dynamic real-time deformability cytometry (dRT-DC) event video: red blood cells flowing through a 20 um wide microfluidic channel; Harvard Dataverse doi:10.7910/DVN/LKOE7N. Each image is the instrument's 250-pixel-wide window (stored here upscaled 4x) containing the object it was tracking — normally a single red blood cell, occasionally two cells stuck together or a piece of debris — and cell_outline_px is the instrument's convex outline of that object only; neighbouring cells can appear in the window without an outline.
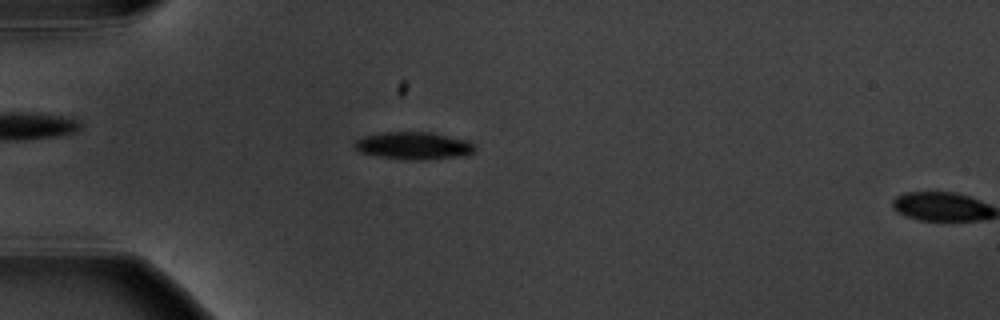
{"species": "common noctule bat (a hibernating species)", "species_latin": "Nyctalus noctula", "temperature_condition": "warm", "stored_images_in_passage": 4, "camera_frame_rate_fps": 3000, "um_per_image_px": 0.085, "animal": {"sex": "male", "body_mass_g": 20.1, "forearm_length_mm": 53.5}, "frame": {"image": 1, "passage_image": 3, "time_ms": 2.333, "image_size_px": [1000, 320], "cell_outline_px": [[476, 152], [468, 156], [416, 160], [412, 160], [380, 156], [360, 152], [352, 144], [356, 140], [364, 136], [380, 132], [432, 132], [468, 140], [476, 144]], "centroid_in_image_um": [35.24, 12.38], "position_along_channel_um": 49.8, "area_um2": 19.48}}